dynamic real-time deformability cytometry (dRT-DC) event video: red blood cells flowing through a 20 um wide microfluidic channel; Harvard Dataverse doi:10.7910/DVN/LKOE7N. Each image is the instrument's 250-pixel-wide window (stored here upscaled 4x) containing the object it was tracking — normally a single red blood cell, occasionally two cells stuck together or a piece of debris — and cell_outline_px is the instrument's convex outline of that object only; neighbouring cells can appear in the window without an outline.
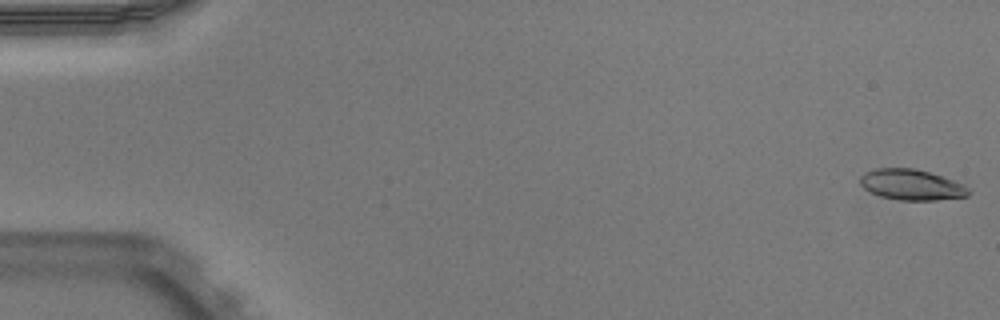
{"species": "Egyptian fruit bat (a non-hibernating species)", "species_latin": "Rousettus aegyptiacus", "temperature_condition": "warm", "stored_images_in_passage": 52, "camera_frame_rate_fps": 3000, "um_per_image_px": 0.085, "animal": {"sex": "male"}, "frame": {"image": 1, "passage_image": 1, "time_ms": 0.0, "image_size_px": [1000, 320], "cell_outline_px": [[972, 192], [968, 196], [936, 200], [900, 200], [880, 196], [864, 188], [860, 184], [860, 176], [864, 172], [876, 168], [916, 168], [964, 184], [972, 188]], "centroid_in_image_um": [77.5, 15.7], "position_along_channel_um": 7.5, "area_um2": 19.48}}
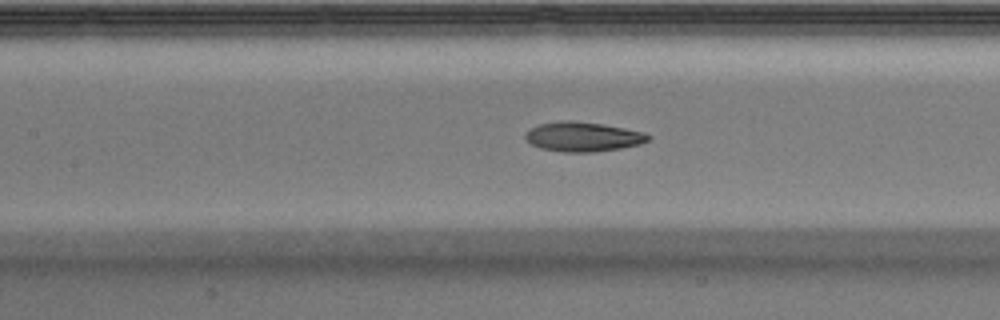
{"frame": {"image": 2, "passage_image": 24, "time_ms": 7.667, "image_size_px": [1000, 320], "cell_outline_px": [[652, 136], [648, 140], [640, 144], [620, 148], [592, 152], [564, 152], [540, 148], [532, 144], [524, 136], [532, 128], [540, 124], [564, 120], [572, 120], [600, 124], [624, 128], [644, 132]], "centroid_in_image_um": [49.57, 11.62], "position_along_channel_um": 157.8, "area_um2": 20.87}}
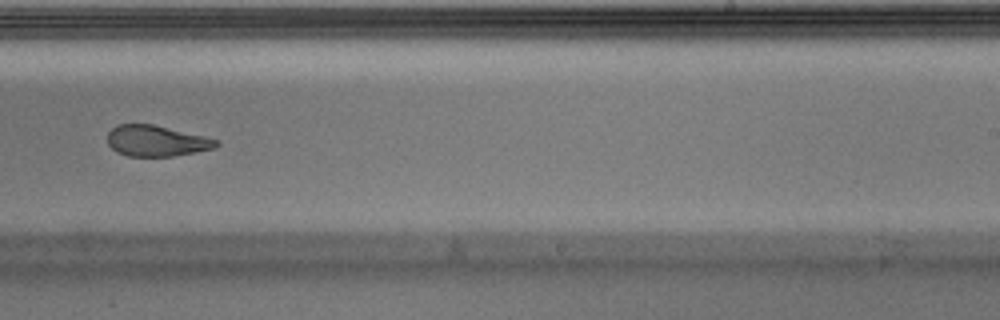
{"frame": {"image": 3, "passage_image": 33, "time_ms": 10.667, "image_size_px": [1000, 320], "cell_outline_px": [[220, 144], [212, 148], [196, 152], [172, 156], [128, 156], [116, 152], [108, 144], [108, 132], [116, 124], [152, 124], [204, 136], [220, 140]], "centroid_in_image_um": [13.28, 11.97], "position_along_channel_um": 275.7, "area_um2": 19.54}, "authors_computed_cell_mechanics": {"area_um2": 20.7213, "velocity_mm_per_s": 3.9416, "shape_relaxation_time_tau1_ms": null, "shape_relaxation_time_tau2_ms": 3.1847, "deformation_change_tau1": null, "deformation_change_tau2": 0.1149}}